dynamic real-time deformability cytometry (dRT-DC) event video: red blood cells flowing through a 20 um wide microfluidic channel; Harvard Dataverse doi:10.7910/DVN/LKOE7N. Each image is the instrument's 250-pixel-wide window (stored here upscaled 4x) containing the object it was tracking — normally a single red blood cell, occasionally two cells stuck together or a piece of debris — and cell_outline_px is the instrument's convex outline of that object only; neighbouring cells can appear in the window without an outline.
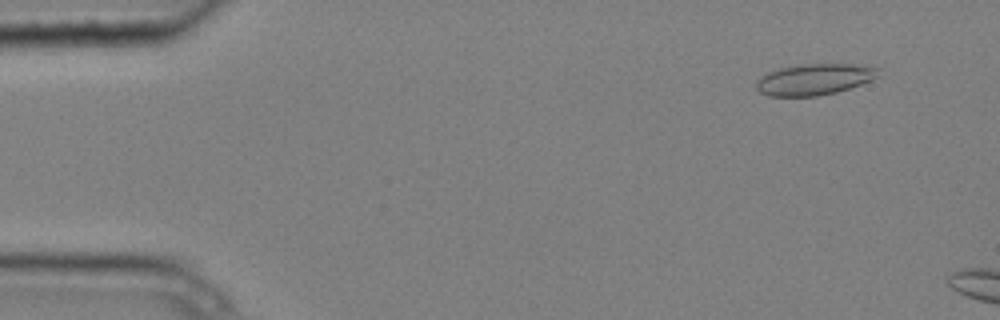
{"species": "common noctule bat (a hibernating species)", "species_latin": "Nyctalus noctula", "temperature_condition": "cold", "stored_images_in_passage": 2, "camera_frame_rate_fps": 3000, "um_per_image_px": 0.085, "animal": {"sex": "male", "body_mass_g": 20.4}, "frame": {"image": 1, "passage_image": 1, "time_ms": 0.0, "image_size_px": [1000, 320], "cell_outline_px": [[880, 68], [876, 76], [872, 80], [836, 92], [816, 96], [768, 96], [760, 92], [756, 88], [756, 84], [760, 76], [768, 72], [780, 68], [800, 64], [852, 64]], "centroid_in_image_um": [69.18, 6.74], "position_along_channel_um": 15.8, "area_um2": 22.02}}